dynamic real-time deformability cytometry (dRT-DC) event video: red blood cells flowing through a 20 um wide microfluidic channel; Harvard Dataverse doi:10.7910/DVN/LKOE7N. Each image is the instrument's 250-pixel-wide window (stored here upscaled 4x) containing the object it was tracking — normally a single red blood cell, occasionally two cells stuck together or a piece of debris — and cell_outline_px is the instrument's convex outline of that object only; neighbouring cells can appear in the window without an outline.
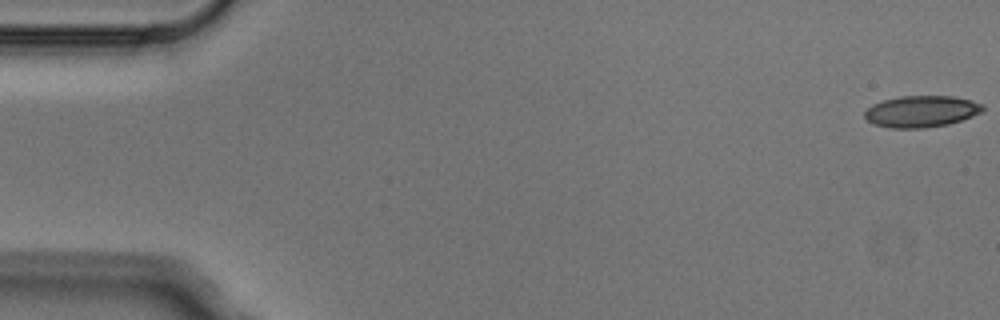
{"species": "Egyptian fruit bat (a non-hibernating species)", "species_latin": "Rousettus aegyptiacus", "temperature_condition": "cold", "stored_images_in_passage": 5, "camera_frame_rate_fps": 3000, "um_per_image_px": 0.085, "animal": {"sex": "male"}, "frame": {"image": 1, "passage_image": 1, "time_ms": 0.0, "image_size_px": [1000, 320], "cell_outline_px": [[984, 108], [980, 112], [972, 116], [948, 124], [924, 128], [892, 128], [872, 124], [864, 116], [864, 112], [872, 104], [884, 100], [900, 96], [956, 96], [984, 104]], "centroid_in_image_um": [78.3, 9.46], "position_along_channel_um": 6.7, "area_um2": 21.68}}
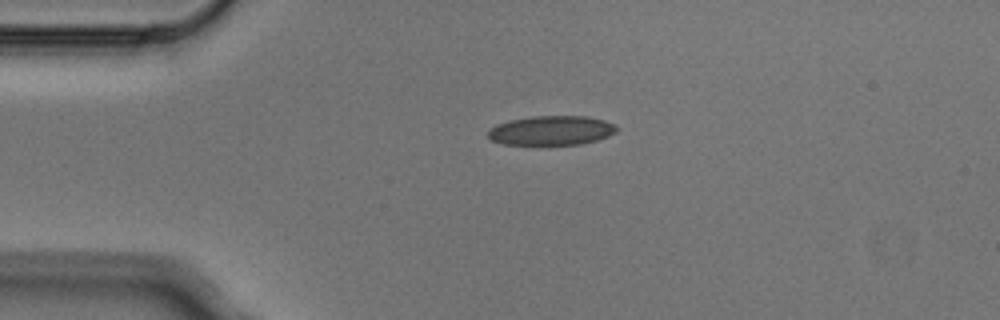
{"frame": {"image": 2, "passage_image": 4, "time_ms": 1.0, "image_size_px": [1000, 320], "cell_outline_px": [[616, 132], [608, 136], [596, 140], [580, 144], [504, 144], [492, 140], [488, 136], [488, 128], [496, 124], [512, 120], [532, 116], [584, 116], [604, 120], [616, 124]], "centroid_in_image_um": [46.86, 11.08], "position_along_channel_um": 38.1, "area_um2": 21.85}}